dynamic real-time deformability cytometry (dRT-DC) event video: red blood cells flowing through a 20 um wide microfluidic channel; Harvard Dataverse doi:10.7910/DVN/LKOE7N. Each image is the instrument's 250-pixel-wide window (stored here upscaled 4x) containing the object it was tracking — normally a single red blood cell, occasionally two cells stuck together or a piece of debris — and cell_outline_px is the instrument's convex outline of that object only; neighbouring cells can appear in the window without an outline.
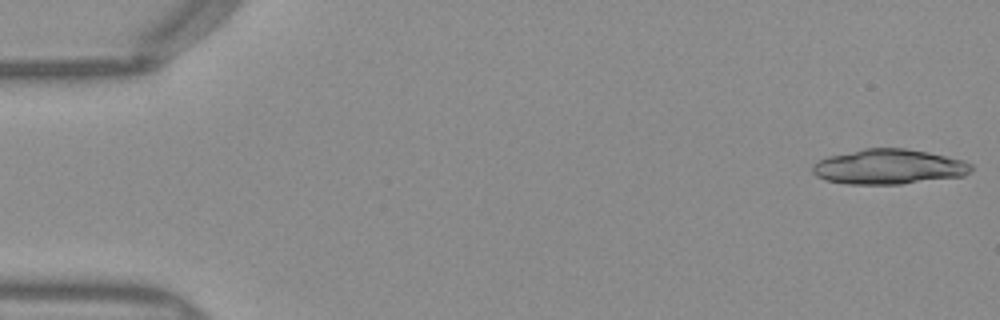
{"species": "Egyptian fruit bat (a non-hibernating species)", "species_latin": "Rousettus aegyptiacus", "temperature_condition": "warm", "stored_images_in_passage": 8, "camera_frame_rate_fps": 3000, "um_per_image_px": 0.085, "frame": {"image": 1, "passage_image": 1, "time_ms": 0.0, "image_size_px": [1000, 320], "cell_outline_px": [[972, 172], [964, 176], [900, 184], [848, 184], [828, 180], [816, 176], [812, 172], [812, 164], [828, 156], [864, 148], [904, 148], [928, 152], [964, 160], [972, 164]], "centroid_in_image_um": [75.57, 14.17], "position_along_channel_um": 9.4, "area_um2": 32.43}}